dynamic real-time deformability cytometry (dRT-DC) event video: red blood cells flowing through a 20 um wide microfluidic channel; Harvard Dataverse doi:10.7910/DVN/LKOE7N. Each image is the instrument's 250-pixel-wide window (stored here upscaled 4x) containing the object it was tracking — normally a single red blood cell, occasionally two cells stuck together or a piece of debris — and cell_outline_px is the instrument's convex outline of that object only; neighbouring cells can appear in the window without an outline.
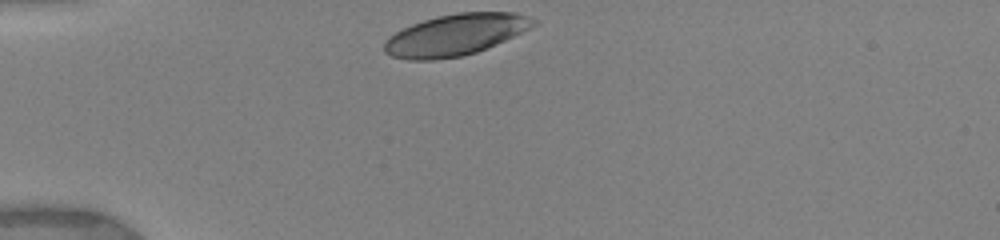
{"species": "human", "species_latin": "Homo sapiens", "temperature_condition": "warm", "stored_images_in_passage": 2, "camera_frame_rate_fps": 3000, "um_per_image_px": 0.085, "donor": {"sex": "female"}, "frame": {"image": 1, "passage_image": 1, "time_ms": 0.0, "image_size_px": [1000, 240], "cell_outline_px": [[540, 20], [536, 24], [496, 44], [476, 52], [460, 56], [432, 60], [408, 60], [392, 56], [384, 52], [384, 40], [388, 36], [412, 24], [436, 16], [460, 12], [516, 12]], "centroid_in_image_um": [38.69, 2.95], "position_along_channel_um": 46.3, "area_um2": 35.78}}